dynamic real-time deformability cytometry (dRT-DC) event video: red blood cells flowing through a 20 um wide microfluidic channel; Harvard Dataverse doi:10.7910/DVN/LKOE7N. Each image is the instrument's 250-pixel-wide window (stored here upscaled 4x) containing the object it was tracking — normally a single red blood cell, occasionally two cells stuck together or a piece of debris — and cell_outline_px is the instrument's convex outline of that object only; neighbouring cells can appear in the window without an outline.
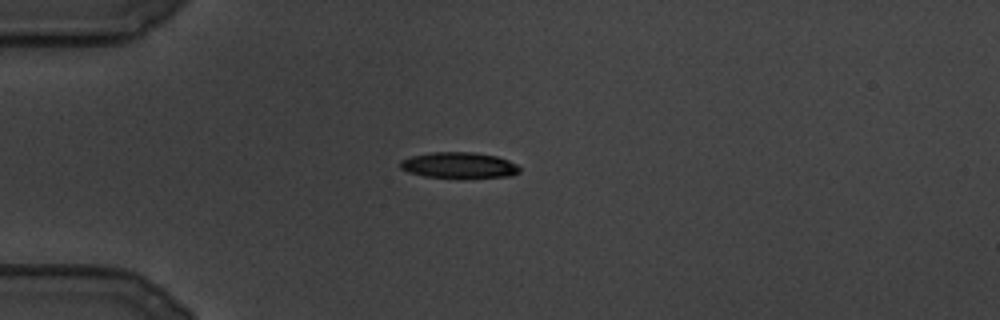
{"species": "common noctule bat (a hibernating species)", "species_latin": "Nyctalus noctula", "temperature_condition": "cold", "stored_images_in_passage": 84, "camera_frame_rate_fps": 3000, "um_per_image_px": 0.085, "animal": {"sex": "male", "body_mass_g": 19.5, "forearm_length_mm": 54.6}, "frame": {"image": 1, "passage_image": 1, "time_ms": 0.0, "image_size_px": [1000, 320], "cell_outline_px": [[520, 172], [512, 176], [464, 180], [424, 176], [408, 172], [400, 168], [400, 160], [412, 156], [432, 152], [476, 152], [496, 156], [508, 160], [516, 164], [520, 168]], "centroid_in_image_um": [39.05, 14.08], "position_along_channel_um": 46.0, "area_um2": 18.79}}
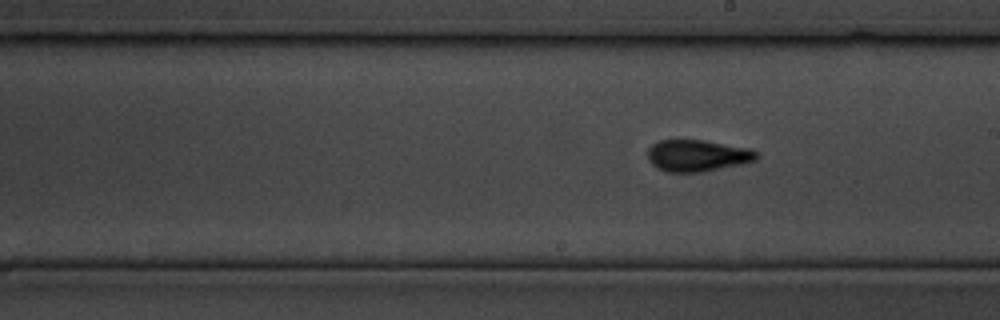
{"frame": {"image": 2, "passage_image": 35, "time_ms": 11.333, "image_size_px": [1000, 320], "cell_outline_px": [[760, 156], [756, 160], [744, 164], [700, 172], [668, 172], [656, 168], [648, 160], [648, 148], [652, 144], [660, 140], [704, 140], [748, 148], [756, 152]], "centroid_in_image_um": [59.27, 13.23], "position_along_channel_um": 229.7, "area_um2": 20.17}}
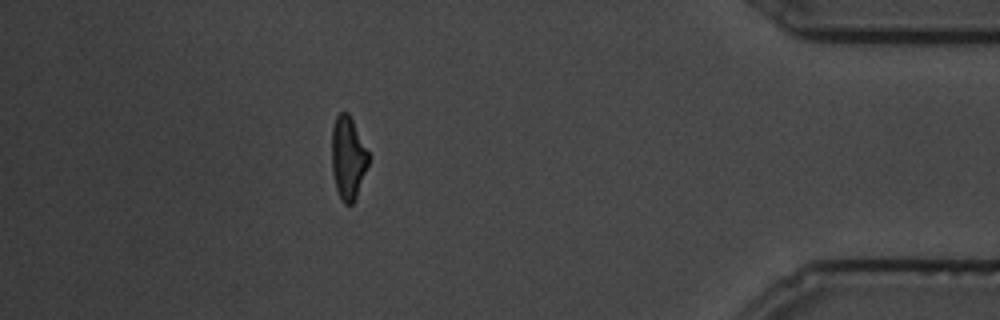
{"frame": {"image": 3, "passage_image": 71, "time_ms": 23.333, "image_size_px": [1000, 320], "cell_outline_px": [[372, 156], [356, 196], [352, 204], [344, 204], [340, 200], [336, 188], [332, 172], [332, 128], [336, 116], [340, 112], [348, 112]], "centroid_in_image_um": [29.6, 13.41], "position_along_channel_um": 405.6, "area_um2": 18.03}}